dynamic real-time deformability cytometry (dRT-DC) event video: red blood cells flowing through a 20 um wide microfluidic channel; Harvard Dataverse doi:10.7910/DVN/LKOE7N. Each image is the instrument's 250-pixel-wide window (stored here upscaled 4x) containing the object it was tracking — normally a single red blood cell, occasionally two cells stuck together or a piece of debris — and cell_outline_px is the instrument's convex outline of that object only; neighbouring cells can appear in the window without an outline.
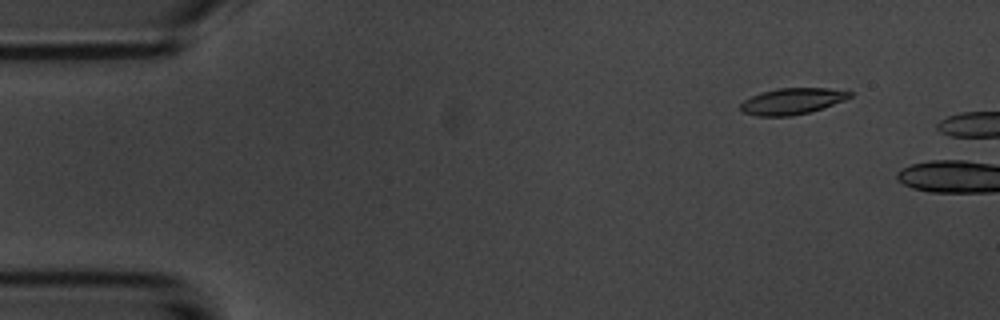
{"species": "common noctule bat (a hibernating species)", "species_latin": "Nyctalus noctula", "temperature_condition": "room temperature", "stored_images_in_passage": 2, "camera_frame_rate_fps": 3000, "um_per_image_px": 0.085, "animal": {"sex": "male", "body_mass_g": 20.1, "forearm_length_mm": 53.5}, "frame": {"image": 1, "passage_image": 1, "time_ms": 0.0, "image_size_px": [1000, 320], "cell_outline_px": [[852, 96], [844, 100], [808, 112], [792, 116], [756, 116], [744, 112], [740, 108], [740, 104], [744, 100], [752, 96], [776, 88], [828, 88], [852, 92]], "centroid_in_image_um": [67.31, 8.6], "position_along_channel_um": 17.7, "area_um2": 16.42}}